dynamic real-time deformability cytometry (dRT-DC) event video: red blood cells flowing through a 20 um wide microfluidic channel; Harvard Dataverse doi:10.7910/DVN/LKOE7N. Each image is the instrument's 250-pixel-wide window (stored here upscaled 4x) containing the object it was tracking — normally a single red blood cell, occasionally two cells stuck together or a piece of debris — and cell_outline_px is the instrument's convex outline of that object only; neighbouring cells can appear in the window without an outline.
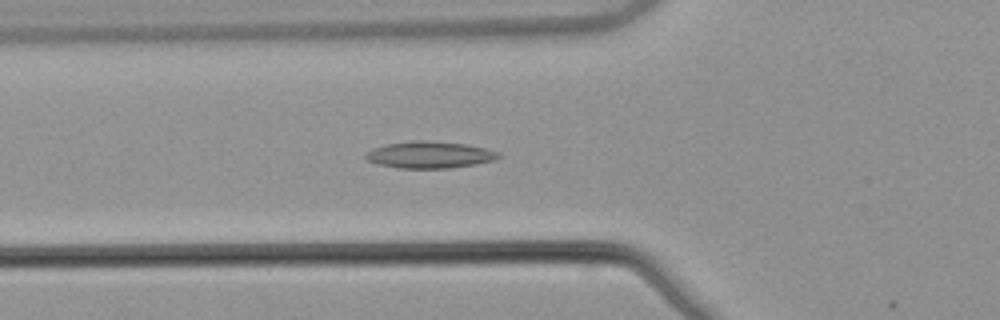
{"species": "common noctule bat (a hibernating species)", "species_latin": "Nyctalus noctula", "temperature_condition": "warm", "stored_images_in_passage": 21, "camera_frame_rate_fps": 3000, "um_per_image_px": 0.085, "animal": {"sex": "male", "body_mass_g": 21.5, "forearm_length_mm": 52.0}, "frame": {"image": 1, "passage_image": 20, "time_ms": 6.333, "image_size_px": [1000, 320], "cell_outline_px": [[500, 156], [496, 160], [448, 168], [400, 168], [376, 164], [368, 160], [364, 156], [372, 148], [384, 144], [412, 140], [424, 140], [468, 144], [500, 152]], "centroid_in_image_um": [36.5, 13.14], "position_along_channel_um": 89.3, "area_um2": 20.75}}